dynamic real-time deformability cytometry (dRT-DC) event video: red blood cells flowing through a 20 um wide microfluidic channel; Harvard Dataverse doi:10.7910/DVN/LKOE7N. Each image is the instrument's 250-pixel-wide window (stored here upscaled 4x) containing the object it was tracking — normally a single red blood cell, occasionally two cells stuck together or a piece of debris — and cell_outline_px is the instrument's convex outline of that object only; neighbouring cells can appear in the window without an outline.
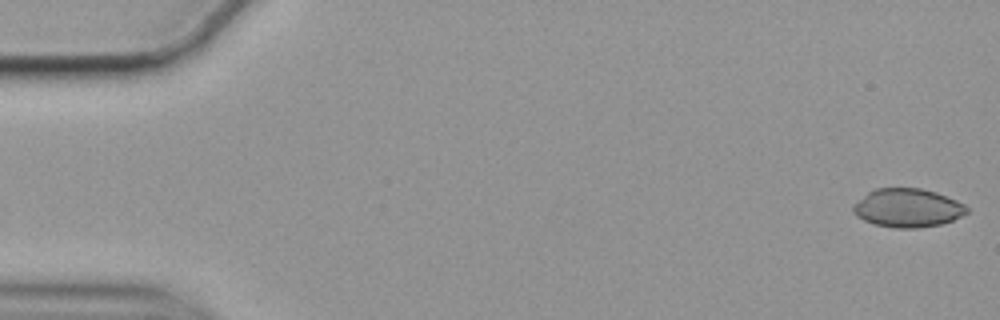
{"species": "common noctule bat (a hibernating species)", "species_latin": "Nyctalus noctula", "temperature_condition": "cold", "stored_images_in_passage": 56, "camera_frame_rate_fps": 3000, "um_per_image_px": 0.085, "animal": {"sex": "female", "body_mass_g": 19.9}, "frame": {"image": 1, "passage_image": 1, "time_ms": 0.0, "image_size_px": [1000, 320], "cell_outline_px": [[968, 212], [952, 220], [940, 224], [916, 228], [896, 228], [872, 224], [856, 216], [852, 212], [852, 204], [868, 192], [876, 188], [920, 188], [936, 192], [956, 200], [964, 204], [968, 208]], "centroid_in_image_um": [77.1, 17.67], "position_along_channel_um": 7.9, "area_um2": 25.61}}
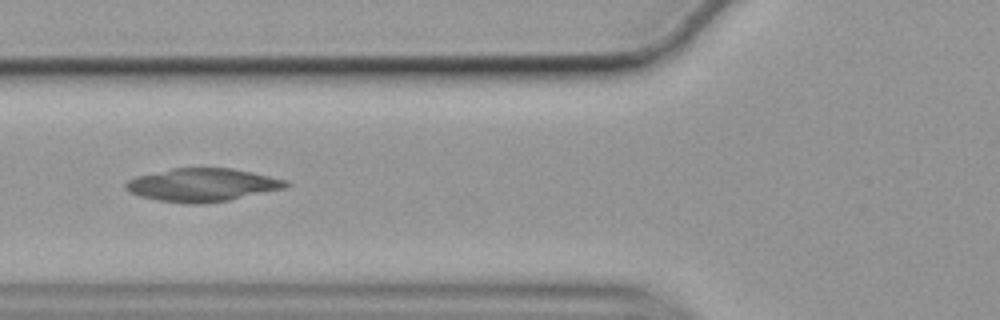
{"frame": {"image": 2, "passage_image": 21, "time_ms": 6.667, "image_size_px": [1000, 320], "cell_outline_px": [[292, 184], [284, 188], [228, 200], [196, 204], [188, 204], [160, 200], [140, 196], [128, 192], [124, 188], [124, 184], [128, 180], [136, 176], [172, 168], [232, 168], [252, 172], [288, 180]], "centroid_in_image_um": [17.18, 15.71], "position_along_channel_um": 108.6, "area_um2": 30.81}}
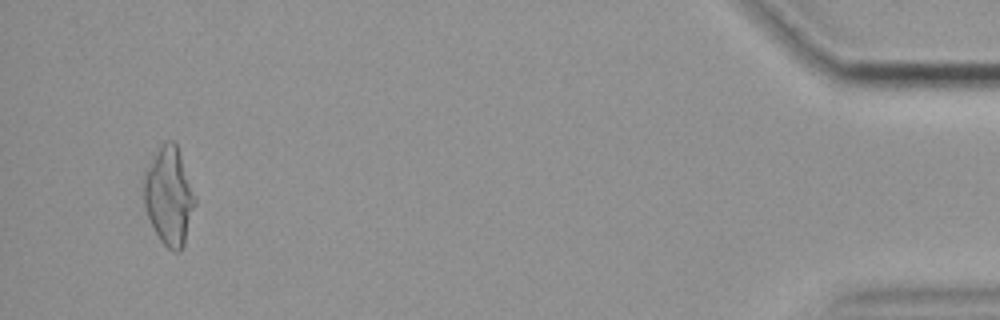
{"frame": {"image": 3, "passage_image": 54, "time_ms": 17.667, "image_size_px": [1000, 320], "cell_outline_px": [[196, 204], [184, 244], [180, 252], [172, 252], [160, 240], [148, 216], [144, 204], [144, 168], [160, 144], [164, 140], [172, 140], [176, 144], [196, 200]], "centroid_in_image_um": [14.34, 16.65], "position_along_channel_um": 420.9, "area_um2": 29.13}, "authors_computed_cell_mechanics": {"area_um2": 28.6688, "velocity_mm_per_s": 3.5362, "shape_relaxation_time_tau1_ms": null, "shape_relaxation_time_tau2_ms": 6.9632, "deformation_change_tau1": null, "deformation_change_tau2": 0.0908}}